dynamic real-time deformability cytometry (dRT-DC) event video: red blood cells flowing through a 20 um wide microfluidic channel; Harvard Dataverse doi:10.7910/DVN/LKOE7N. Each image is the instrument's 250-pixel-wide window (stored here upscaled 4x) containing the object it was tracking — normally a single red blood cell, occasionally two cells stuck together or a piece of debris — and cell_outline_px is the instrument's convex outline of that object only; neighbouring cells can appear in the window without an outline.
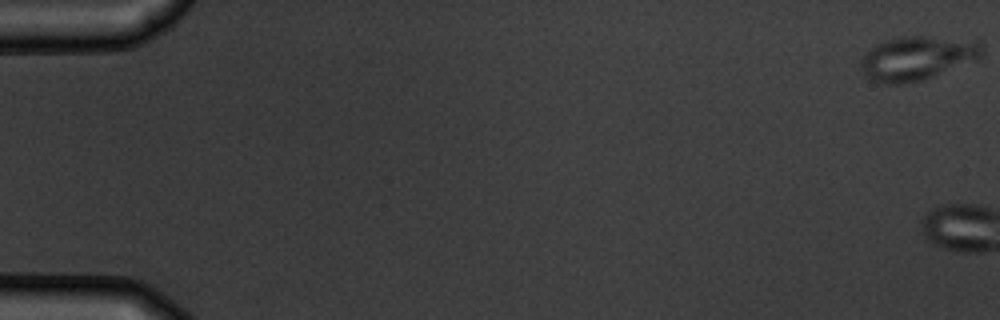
{"species": "common noctule bat (a hibernating species)", "species_latin": "Nyctalus noctula", "temperature_condition": "warm", "stored_images_in_passage": 16, "camera_frame_rate_fps": 3000, "um_per_image_px": 0.085, "animal": {"sex": "male", "body_mass_g": 19.5, "forearm_length_mm": 54.6}, "frame": {"image": 1, "passage_image": 1, "time_ms": 0.0, "image_size_px": [1000, 320], "cell_outline_px": [[984, 52], [980, 56], [920, 80], [900, 84], [880, 84], [872, 80], [860, 68], [860, 60], [876, 44], [888, 40], [904, 36], [924, 36], [972, 40], [984, 44]], "centroid_in_image_um": [77.91, 4.92], "position_along_channel_um": 7.1, "area_um2": 30.11}}
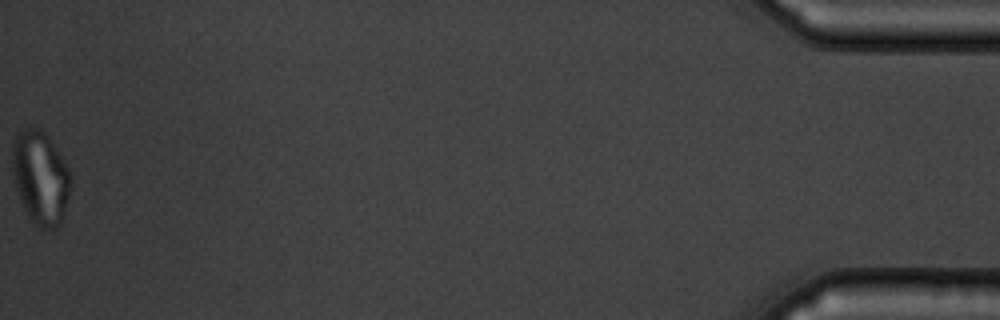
{"frame": {"image": 2, "passage_image": 16, "time_ms": 19.0, "image_size_px": [1000, 320], "cell_outline_px": [[72, 188], [60, 224], [56, 228], [36, 228], [32, 224], [20, 200], [12, 176], [12, 144], [16, 136], [24, 128], [40, 128], [48, 136], [72, 172]], "centroid_in_image_um": [3.46, 15.12], "position_along_channel_um": 431.7, "area_um2": 32.31}}